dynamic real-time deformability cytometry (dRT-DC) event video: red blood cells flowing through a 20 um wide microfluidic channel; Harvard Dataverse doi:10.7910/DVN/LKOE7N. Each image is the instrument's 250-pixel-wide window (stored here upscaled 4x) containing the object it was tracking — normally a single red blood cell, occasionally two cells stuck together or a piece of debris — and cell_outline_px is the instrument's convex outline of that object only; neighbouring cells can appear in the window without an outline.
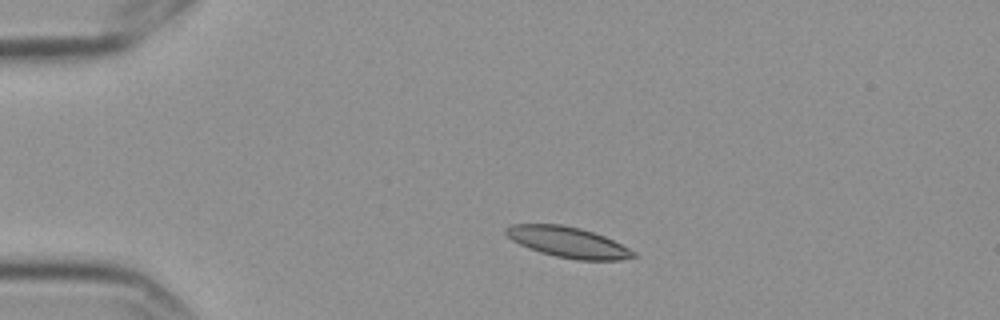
{"species": "Egyptian fruit bat (a non-hibernating species)", "species_latin": "Rousettus aegyptiacus", "temperature_condition": "cold", "stored_images_in_passage": 4, "camera_frame_rate_fps": 3000, "um_per_image_px": 0.085, "frame": {"image": 1, "passage_image": 2, "time_ms": 0.333, "image_size_px": [1000, 320], "cell_outline_px": [[636, 256], [620, 260], [580, 260], [556, 256], [540, 252], [528, 248], [512, 240], [504, 232], [504, 228], [512, 224], [560, 224], [580, 228], [604, 236], [636, 252]], "centroid_in_image_um": [48.25, 20.58], "position_along_channel_um": 36.7, "area_um2": 22.54}}
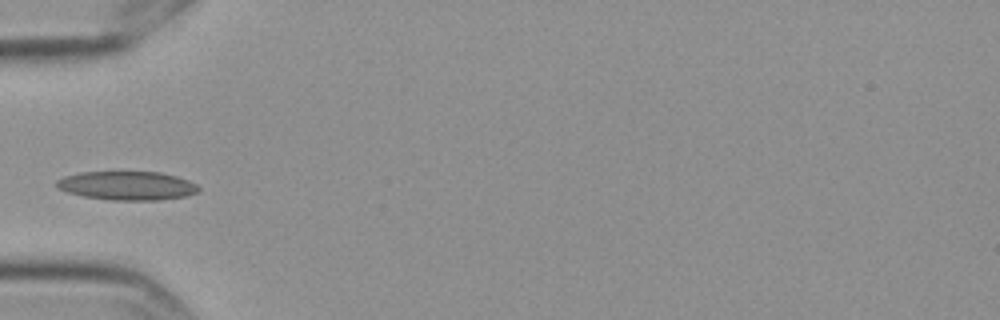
{"frame": {"image": 2, "passage_image": 4, "time_ms": 1.0, "image_size_px": [1000, 320], "cell_outline_px": [[200, 192], [188, 196], [160, 200], [108, 200], [84, 196], [68, 192], [56, 188], [56, 180], [64, 176], [80, 172], [160, 172], [176, 176], [188, 180], [196, 184], [200, 188]], "centroid_in_image_um": [10.83, 15.78], "position_along_channel_um": 74.2, "area_um2": 23.99}}